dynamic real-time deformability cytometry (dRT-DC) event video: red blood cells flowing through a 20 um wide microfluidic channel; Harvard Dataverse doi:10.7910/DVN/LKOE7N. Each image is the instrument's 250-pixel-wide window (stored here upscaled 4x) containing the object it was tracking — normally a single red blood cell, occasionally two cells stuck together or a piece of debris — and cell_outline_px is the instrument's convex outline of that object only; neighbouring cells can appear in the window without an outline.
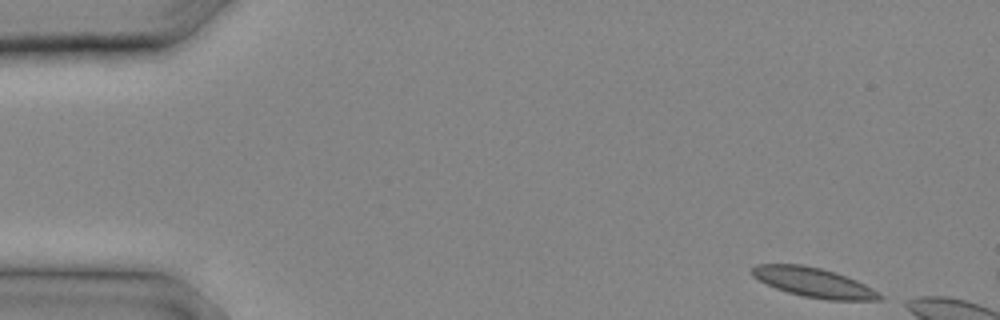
{"species": "common noctule bat (a hibernating species)", "species_latin": "Nyctalus noctula", "temperature_condition": "cold", "stored_images_in_passage": 4, "camera_frame_rate_fps": 3000, "um_per_image_px": 0.085, "animal": {"sex": "male", "body_mass_g": 20.4}, "frame": {"image": 1, "passage_image": 1, "time_ms": 0.0, "image_size_px": [1000, 320], "cell_outline_px": [[884, 300], [828, 300], [804, 296], [788, 292], [776, 288], [752, 276], [752, 268], [756, 264], [804, 264], [836, 272], [856, 280], [872, 288], [884, 296]], "centroid_in_image_um": [69.2, 24.0], "position_along_channel_um": 15.8, "area_um2": 21.85}}